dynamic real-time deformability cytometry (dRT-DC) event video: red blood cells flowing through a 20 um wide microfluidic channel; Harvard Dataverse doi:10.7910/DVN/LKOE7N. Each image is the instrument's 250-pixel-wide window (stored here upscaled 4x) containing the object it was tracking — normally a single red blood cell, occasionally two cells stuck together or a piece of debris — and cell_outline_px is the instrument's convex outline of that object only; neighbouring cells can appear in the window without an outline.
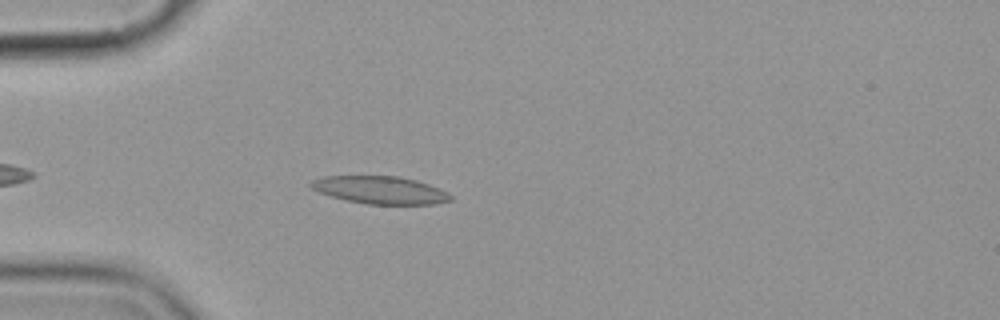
{"species": "common noctule bat (a hibernating species)", "species_latin": "Nyctalus noctula", "temperature_condition": "cold", "stored_images_in_passage": 5, "camera_frame_rate_fps": 3000, "um_per_image_px": 0.085, "animal": {"sex": "female", "body_mass_g": 19.9}, "frame": {"image": 1, "passage_image": 4, "time_ms": 3.667, "image_size_px": [1000, 320], "cell_outline_px": [[452, 200], [436, 204], [364, 204], [332, 196], [320, 192], [312, 188], [308, 184], [312, 180], [324, 176], [396, 176], [416, 180], [440, 188], [448, 192], [452, 196]], "centroid_in_image_um": [32.34, 16.15], "position_along_channel_um": 52.7, "area_um2": 22.43}}